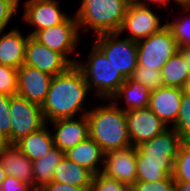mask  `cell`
I'll use <instances>...</instances> for the list:
<instances>
[{"label":"cell","instance_id":"cell-36","mask_svg":"<svg viewBox=\"0 0 190 191\" xmlns=\"http://www.w3.org/2000/svg\"><path fill=\"white\" fill-rule=\"evenodd\" d=\"M38 191H89V190L86 189L85 187H78L66 183L51 181L49 184L43 186Z\"/></svg>","mask_w":190,"mask_h":191},{"label":"cell","instance_id":"cell-4","mask_svg":"<svg viewBox=\"0 0 190 191\" xmlns=\"http://www.w3.org/2000/svg\"><path fill=\"white\" fill-rule=\"evenodd\" d=\"M130 0H82L74 14L79 30L94 35L118 32Z\"/></svg>","mask_w":190,"mask_h":191},{"label":"cell","instance_id":"cell-19","mask_svg":"<svg viewBox=\"0 0 190 191\" xmlns=\"http://www.w3.org/2000/svg\"><path fill=\"white\" fill-rule=\"evenodd\" d=\"M0 163L6 175L16 177L35 188L33 163L15 144L6 148L0 157Z\"/></svg>","mask_w":190,"mask_h":191},{"label":"cell","instance_id":"cell-29","mask_svg":"<svg viewBox=\"0 0 190 191\" xmlns=\"http://www.w3.org/2000/svg\"><path fill=\"white\" fill-rule=\"evenodd\" d=\"M130 78L135 82L143 84L150 91L164 86L161 70L142 68L140 65L136 66Z\"/></svg>","mask_w":190,"mask_h":191},{"label":"cell","instance_id":"cell-17","mask_svg":"<svg viewBox=\"0 0 190 191\" xmlns=\"http://www.w3.org/2000/svg\"><path fill=\"white\" fill-rule=\"evenodd\" d=\"M182 95L181 88L159 87L151 91L149 108L167 127H173L179 114Z\"/></svg>","mask_w":190,"mask_h":191},{"label":"cell","instance_id":"cell-35","mask_svg":"<svg viewBox=\"0 0 190 191\" xmlns=\"http://www.w3.org/2000/svg\"><path fill=\"white\" fill-rule=\"evenodd\" d=\"M0 191H37L33 186L27 185L16 177L6 175L1 184Z\"/></svg>","mask_w":190,"mask_h":191},{"label":"cell","instance_id":"cell-21","mask_svg":"<svg viewBox=\"0 0 190 191\" xmlns=\"http://www.w3.org/2000/svg\"><path fill=\"white\" fill-rule=\"evenodd\" d=\"M151 91L146 86L127 78L120 86L118 92L111 98L119 109L131 111L149 107ZM123 99V100H122ZM120 101H125L124 107L120 105ZM119 102V103H118Z\"/></svg>","mask_w":190,"mask_h":191},{"label":"cell","instance_id":"cell-8","mask_svg":"<svg viewBox=\"0 0 190 191\" xmlns=\"http://www.w3.org/2000/svg\"><path fill=\"white\" fill-rule=\"evenodd\" d=\"M80 34L77 18L75 15H70L61 24L39 30L33 37L47 48L61 53L72 65H74L78 57L71 58V54H75L78 48L77 46L80 44Z\"/></svg>","mask_w":190,"mask_h":191},{"label":"cell","instance_id":"cell-5","mask_svg":"<svg viewBox=\"0 0 190 191\" xmlns=\"http://www.w3.org/2000/svg\"><path fill=\"white\" fill-rule=\"evenodd\" d=\"M90 52L76 66L81 70L92 96L104 100L111 99L125 82L126 78L108 61L105 55L92 43ZM97 96V97H96Z\"/></svg>","mask_w":190,"mask_h":191},{"label":"cell","instance_id":"cell-12","mask_svg":"<svg viewBox=\"0 0 190 191\" xmlns=\"http://www.w3.org/2000/svg\"><path fill=\"white\" fill-rule=\"evenodd\" d=\"M125 116L133 147L153 139L168 128L149 107L125 111Z\"/></svg>","mask_w":190,"mask_h":191},{"label":"cell","instance_id":"cell-10","mask_svg":"<svg viewBox=\"0 0 190 191\" xmlns=\"http://www.w3.org/2000/svg\"><path fill=\"white\" fill-rule=\"evenodd\" d=\"M150 7L131 1L118 33L121 35L126 31V38L139 42L165 27L166 22L161 24L158 13Z\"/></svg>","mask_w":190,"mask_h":191},{"label":"cell","instance_id":"cell-16","mask_svg":"<svg viewBox=\"0 0 190 191\" xmlns=\"http://www.w3.org/2000/svg\"><path fill=\"white\" fill-rule=\"evenodd\" d=\"M77 118H63L47 123L53 125L51 133L54 145L60 151L66 152L89 137L87 116H78Z\"/></svg>","mask_w":190,"mask_h":191},{"label":"cell","instance_id":"cell-11","mask_svg":"<svg viewBox=\"0 0 190 191\" xmlns=\"http://www.w3.org/2000/svg\"><path fill=\"white\" fill-rule=\"evenodd\" d=\"M58 0H25L23 2V14L21 21L33 28L28 33L33 36L37 31L53 27L64 22L70 13H65ZM23 19V20H22Z\"/></svg>","mask_w":190,"mask_h":191},{"label":"cell","instance_id":"cell-33","mask_svg":"<svg viewBox=\"0 0 190 191\" xmlns=\"http://www.w3.org/2000/svg\"><path fill=\"white\" fill-rule=\"evenodd\" d=\"M132 186L135 191H176L173 176L155 182L136 181Z\"/></svg>","mask_w":190,"mask_h":191},{"label":"cell","instance_id":"cell-32","mask_svg":"<svg viewBox=\"0 0 190 191\" xmlns=\"http://www.w3.org/2000/svg\"><path fill=\"white\" fill-rule=\"evenodd\" d=\"M128 185L103 174H94L90 191H123Z\"/></svg>","mask_w":190,"mask_h":191},{"label":"cell","instance_id":"cell-13","mask_svg":"<svg viewBox=\"0 0 190 191\" xmlns=\"http://www.w3.org/2000/svg\"><path fill=\"white\" fill-rule=\"evenodd\" d=\"M24 64L53 77L72 65L61 53L47 48L33 36H29L26 43Z\"/></svg>","mask_w":190,"mask_h":191},{"label":"cell","instance_id":"cell-39","mask_svg":"<svg viewBox=\"0 0 190 191\" xmlns=\"http://www.w3.org/2000/svg\"><path fill=\"white\" fill-rule=\"evenodd\" d=\"M176 191H190V182L175 181Z\"/></svg>","mask_w":190,"mask_h":191},{"label":"cell","instance_id":"cell-37","mask_svg":"<svg viewBox=\"0 0 190 191\" xmlns=\"http://www.w3.org/2000/svg\"><path fill=\"white\" fill-rule=\"evenodd\" d=\"M135 2L143 4V5H147V6H152V5H156V7L159 9V7H162L161 5L165 6L166 8H168L169 6V2L171 3V0H135Z\"/></svg>","mask_w":190,"mask_h":191},{"label":"cell","instance_id":"cell-2","mask_svg":"<svg viewBox=\"0 0 190 191\" xmlns=\"http://www.w3.org/2000/svg\"><path fill=\"white\" fill-rule=\"evenodd\" d=\"M183 142L173 127L136 147L137 181L155 182L173 176L174 163Z\"/></svg>","mask_w":190,"mask_h":191},{"label":"cell","instance_id":"cell-26","mask_svg":"<svg viewBox=\"0 0 190 191\" xmlns=\"http://www.w3.org/2000/svg\"><path fill=\"white\" fill-rule=\"evenodd\" d=\"M182 16L174 20L166 21L167 26L171 29L174 39L177 41L179 48L190 46V8L182 9Z\"/></svg>","mask_w":190,"mask_h":191},{"label":"cell","instance_id":"cell-30","mask_svg":"<svg viewBox=\"0 0 190 191\" xmlns=\"http://www.w3.org/2000/svg\"><path fill=\"white\" fill-rule=\"evenodd\" d=\"M0 95H17V69L0 64Z\"/></svg>","mask_w":190,"mask_h":191},{"label":"cell","instance_id":"cell-9","mask_svg":"<svg viewBox=\"0 0 190 191\" xmlns=\"http://www.w3.org/2000/svg\"><path fill=\"white\" fill-rule=\"evenodd\" d=\"M11 144L42 128L46 122L41 105L18 95L10 98Z\"/></svg>","mask_w":190,"mask_h":191},{"label":"cell","instance_id":"cell-14","mask_svg":"<svg viewBox=\"0 0 190 191\" xmlns=\"http://www.w3.org/2000/svg\"><path fill=\"white\" fill-rule=\"evenodd\" d=\"M102 173L126 185H133L137 181L136 147L105 153Z\"/></svg>","mask_w":190,"mask_h":191},{"label":"cell","instance_id":"cell-28","mask_svg":"<svg viewBox=\"0 0 190 191\" xmlns=\"http://www.w3.org/2000/svg\"><path fill=\"white\" fill-rule=\"evenodd\" d=\"M173 128L183 140H190V91L183 89L179 114Z\"/></svg>","mask_w":190,"mask_h":191},{"label":"cell","instance_id":"cell-6","mask_svg":"<svg viewBox=\"0 0 190 191\" xmlns=\"http://www.w3.org/2000/svg\"><path fill=\"white\" fill-rule=\"evenodd\" d=\"M118 32L93 36V43L114 67L127 79L138 65L137 42L129 38H119Z\"/></svg>","mask_w":190,"mask_h":191},{"label":"cell","instance_id":"cell-20","mask_svg":"<svg viewBox=\"0 0 190 191\" xmlns=\"http://www.w3.org/2000/svg\"><path fill=\"white\" fill-rule=\"evenodd\" d=\"M104 154L99 145L88 137L73 148L68 149L65 152V157L97 174L102 172Z\"/></svg>","mask_w":190,"mask_h":191},{"label":"cell","instance_id":"cell-7","mask_svg":"<svg viewBox=\"0 0 190 191\" xmlns=\"http://www.w3.org/2000/svg\"><path fill=\"white\" fill-rule=\"evenodd\" d=\"M179 51L171 29L166 25L160 31L137 42L138 65L142 68L161 70L167 61Z\"/></svg>","mask_w":190,"mask_h":191},{"label":"cell","instance_id":"cell-24","mask_svg":"<svg viewBox=\"0 0 190 191\" xmlns=\"http://www.w3.org/2000/svg\"><path fill=\"white\" fill-rule=\"evenodd\" d=\"M64 156L65 152L60 151L57 147H54L48 151L46 155L32 161L33 178L35 189L37 191L53 180L55 168Z\"/></svg>","mask_w":190,"mask_h":191},{"label":"cell","instance_id":"cell-22","mask_svg":"<svg viewBox=\"0 0 190 191\" xmlns=\"http://www.w3.org/2000/svg\"><path fill=\"white\" fill-rule=\"evenodd\" d=\"M94 173L89 169L70 161L67 157L59 162L54 171L52 181L66 183L73 186L85 187L89 191L92 187Z\"/></svg>","mask_w":190,"mask_h":191},{"label":"cell","instance_id":"cell-43","mask_svg":"<svg viewBox=\"0 0 190 191\" xmlns=\"http://www.w3.org/2000/svg\"><path fill=\"white\" fill-rule=\"evenodd\" d=\"M123 191H135L132 185H128Z\"/></svg>","mask_w":190,"mask_h":191},{"label":"cell","instance_id":"cell-23","mask_svg":"<svg viewBox=\"0 0 190 191\" xmlns=\"http://www.w3.org/2000/svg\"><path fill=\"white\" fill-rule=\"evenodd\" d=\"M15 145L31 161L39 159L55 147L50 125L46 123L39 130L23 137Z\"/></svg>","mask_w":190,"mask_h":191},{"label":"cell","instance_id":"cell-3","mask_svg":"<svg viewBox=\"0 0 190 191\" xmlns=\"http://www.w3.org/2000/svg\"><path fill=\"white\" fill-rule=\"evenodd\" d=\"M93 106L86 116L89 122V137L104 153L131 146L125 111L111 101Z\"/></svg>","mask_w":190,"mask_h":191},{"label":"cell","instance_id":"cell-18","mask_svg":"<svg viewBox=\"0 0 190 191\" xmlns=\"http://www.w3.org/2000/svg\"><path fill=\"white\" fill-rule=\"evenodd\" d=\"M19 28L0 32V64L19 69L24 64L25 48L29 38Z\"/></svg>","mask_w":190,"mask_h":191},{"label":"cell","instance_id":"cell-15","mask_svg":"<svg viewBox=\"0 0 190 191\" xmlns=\"http://www.w3.org/2000/svg\"><path fill=\"white\" fill-rule=\"evenodd\" d=\"M53 76L23 64L17 69V95L42 105Z\"/></svg>","mask_w":190,"mask_h":191},{"label":"cell","instance_id":"cell-1","mask_svg":"<svg viewBox=\"0 0 190 191\" xmlns=\"http://www.w3.org/2000/svg\"><path fill=\"white\" fill-rule=\"evenodd\" d=\"M89 93L91 91L88 84L75 64L63 73L55 75L41 105L45 122L86 115L89 111L88 107L85 108Z\"/></svg>","mask_w":190,"mask_h":191},{"label":"cell","instance_id":"cell-38","mask_svg":"<svg viewBox=\"0 0 190 191\" xmlns=\"http://www.w3.org/2000/svg\"><path fill=\"white\" fill-rule=\"evenodd\" d=\"M179 52L183 55L185 62L188 65L189 74H190V46L179 48Z\"/></svg>","mask_w":190,"mask_h":191},{"label":"cell","instance_id":"cell-27","mask_svg":"<svg viewBox=\"0 0 190 191\" xmlns=\"http://www.w3.org/2000/svg\"><path fill=\"white\" fill-rule=\"evenodd\" d=\"M175 181L190 182V140H183L174 163Z\"/></svg>","mask_w":190,"mask_h":191},{"label":"cell","instance_id":"cell-34","mask_svg":"<svg viewBox=\"0 0 190 191\" xmlns=\"http://www.w3.org/2000/svg\"><path fill=\"white\" fill-rule=\"evenodd\" d=\"M20 0H0V32L4 31L19 10Z\"/></svg>","mask_w":190,"mask_h":191},{"label":"cell","instance_id":"cell-40","mask_svg":"<svg viewBox=\"0 0 190 191\" xmlns=\"http://www.w3.org/2000/svg\"><path fill=\"white\" fill-rule=\"evenodd\" d=\"M171 2L175 3L180 10L190 8V0H171Z\"/></svg>","mask_w":190,"mask_h":191},{"label":"cell","instance_id":"cell-41","mask_svg":"<svg viewBox=\"0 0 190 191\" xmlns=\"http://www.w3.org/2000/svg\"><path fill=\"white\" fill-rule=\"evenodd\" d=\"M10 145L8 140L2 136H0V157L3 155L6 148Z\"/></svg>","mask_w":190,"mask_h":191},{"label":"cell","instance_id":"cell-42","mask_svg":"<svg viewBox=\"0 0 190 191\" xmlns=\"http://www.w3.org/2000/svg\"><path fill=\"white\" fill-rule=\"evenodd\" d=\"M5 176H6L5 171L2 168L1 163H0V187H1V184L3 183V180L5 179Z\"/></svg>","mask_w":190,"mask_h":191},{"label":"cell","instance_id":"cell-44","mask_svg":"<svg viewBox=\"0 0 190 191\" xmlns=\"http://www.w3.org/2000/svg\"><path fill=\"white\" fill-rule=\"evenodd\" d=\"M185 89H187V90H189V91H190V78H189L188 84H187V86H186V88H185Z\"/></svg>","mask_w":190,"mask_h":191},{"label":"cell","instance_id":"cell-31","mask_svg":"<svg viewBox=\"0 0 190 191\" xmlns=\"http://www.w3.org/2000/svg\"><path fill=\"white\" fill-rule=\"evenodd\" d=\"M10 98L11 96L0 95V136L11 144Z\"/></svg>","mask_w":190,"mask_h":191},{"label":"cell","instance_id":"cell-25","mask_svg":"<svg viewBox=\"0 0 190 191\" xmlns=\"http://www.w3.org/2000/svg\"><path fill=\"white\" fill-rule=\"evenodd\" d=\"M164 86L185 89L189 78V68L183 55L178 51L161 69Z\"/></svg>","mask_w":190,"mask_h":191}]
</instances>
